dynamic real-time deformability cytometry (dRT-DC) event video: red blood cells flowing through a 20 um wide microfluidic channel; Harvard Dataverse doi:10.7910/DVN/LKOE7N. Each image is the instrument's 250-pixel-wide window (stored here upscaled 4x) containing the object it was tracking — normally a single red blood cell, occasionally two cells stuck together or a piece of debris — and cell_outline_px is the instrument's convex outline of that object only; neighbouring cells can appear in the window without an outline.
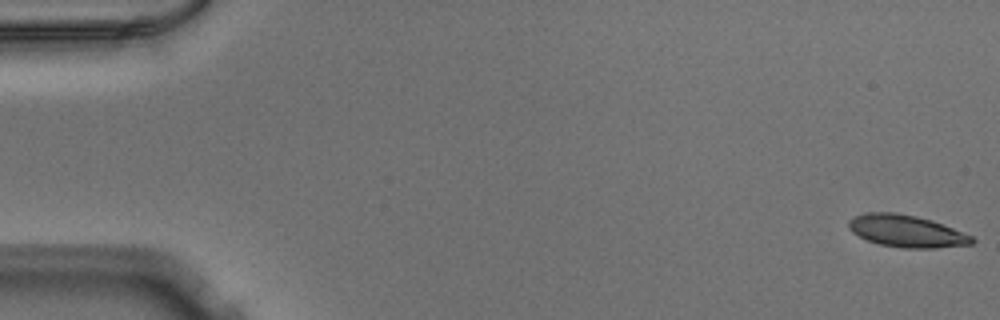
{"species": "Egyptian fruit bat (a non-hibernating species)", "species_latin": "Rousettus aegyptiacus", "temperature_condition": "warm", "stored_images_in_passage": 52, "camera_frame_rate_fps": 3000, "um_per_image_px": 0.085, "animal": {"sex": "male"}, "frame": {"image": 1, "passage_image": 1, "time_ms": 0.0, "image_size_px": [1000, 320], "cell_outline_px": [[976, 240], [972, 244], [936, 248], [904, 248], [880, 244], [868, 240], [852, 232], [848, 228], [848, 220], [856, 216], [868, 212], [892, 212], [916, 216], [932, 220], [972, 236]], "centroid_in_image_um": [77.05, 19.64], "position_along_channel_um": 7.9, "area_um2": 22.89}}
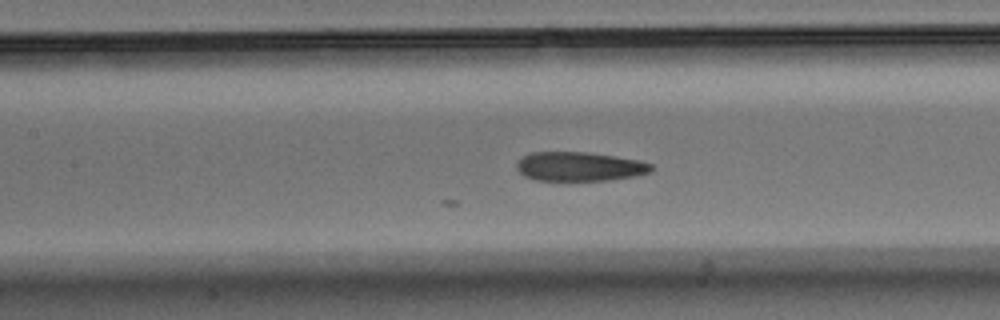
{"frame": {"image": 2, "passage_image": 24, "time_ms": 7.667, "image_size_px": [1000, 320], "cell_outline_px": [[652, 172], [636, 176], [608, 180], [536, 180], [524, 176], [516, 168], [516, 164], [528, 152], [588, 152], [616, 156], [640, 160], [652, 164]], "centroid_in_image_um": [49.28, 14.15], "position_along_channel_um": 158.1, "area_um2": 22.95}}
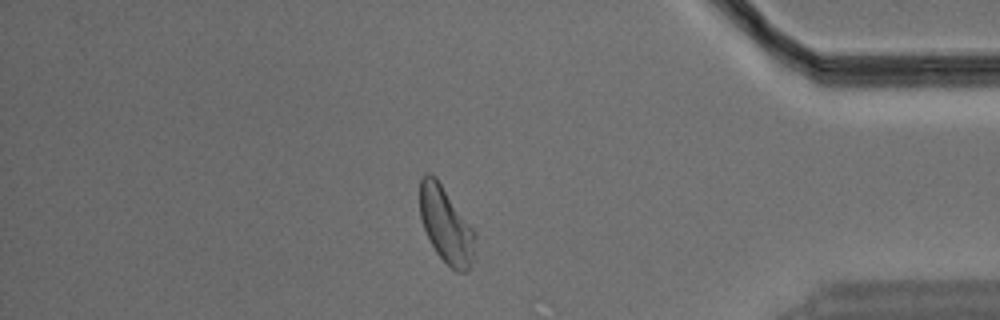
{"frame": {"image": 3, "passage_image": 45, "time_ms": 14.667, "image_size_px": [1000, 320], "cell_outline_px": [[476, 236], [472, 268], [464, 272], [456, 272], [436, 252], [424, 228], [420, 216], [420, 180], [424, 172], [432, 172], [436, 176], [476, 232]], "centroid_in_image_um": [37.93, 19.1], "position_along_channel_um": 397.3, "area_um2": 24.68}}